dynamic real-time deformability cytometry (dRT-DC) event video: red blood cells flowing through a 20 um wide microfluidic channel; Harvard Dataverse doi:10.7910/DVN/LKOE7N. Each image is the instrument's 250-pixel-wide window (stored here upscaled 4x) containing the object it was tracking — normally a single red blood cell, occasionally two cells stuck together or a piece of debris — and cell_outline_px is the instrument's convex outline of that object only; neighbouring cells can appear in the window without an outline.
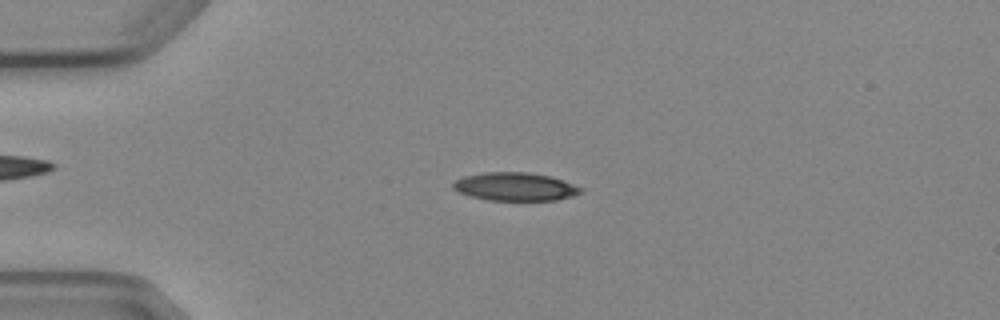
{"species": "Egyptian fruit bat (a non-hibernating species)", "species_latin": "Rousettus aegyptiacus", "temperature_condition": "cold", "stored_images_in_passage": 4, "camera_frame_rate_fps": 3000, "um_per_image_px": 0.085, "animal": {"sex": "female"}, "frame": {"image": 1, "passage_image": 3, "time_ms": 2.667, "image_size_px": [1000, 320], "cell_outline_px": [[584, 192], [572, 196], [556, 200], [488, 200], [472, 196], [460, 192], [452, 188], [452, 184], [456, 180], [464, 176], [484, 172], [528, 172], [552, 176], [584, 188]], "centroid_in_image_um": [43.83, 15.86], "position_along_channel_um": 41.2, "area_um2": 21.04}}